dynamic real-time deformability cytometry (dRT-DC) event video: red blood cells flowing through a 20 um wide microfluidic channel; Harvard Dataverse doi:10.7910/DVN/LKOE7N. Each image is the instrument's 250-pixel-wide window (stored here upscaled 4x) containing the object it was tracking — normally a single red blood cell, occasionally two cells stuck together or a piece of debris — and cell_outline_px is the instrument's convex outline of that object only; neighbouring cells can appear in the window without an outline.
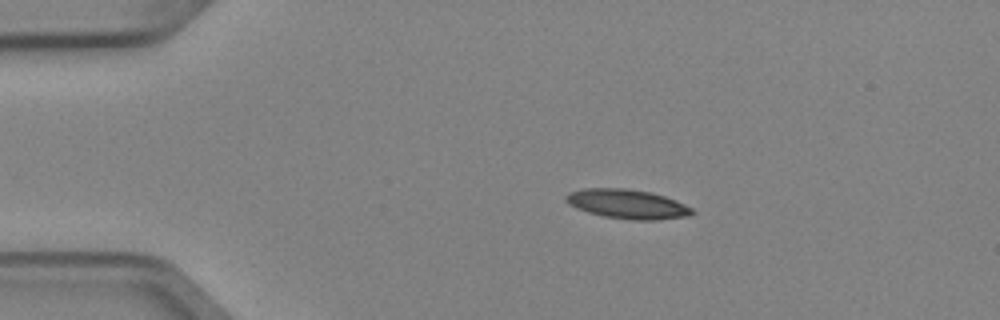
{"species": "Egyptian fruit bat (a non-hibernating species)", "species_latin": "Rousettus aegyptiacus", "temperature_condition": "cold", "stored_images_in_passage": 5, "camera_frame_rate_fps": 3000, "um_per_image_px": 0.085, "animal": {"sex": "female"}, "frame": {"image": 1, "passage_image": 2, "time_ms": 0.333, "image_size_px": [1000, 320], "cell_outline_px": [[696, 212], [688, 216], [656, 220], [632, 220], [604, 216], [588, 212], [576, 208], [568, 204], [564, 200], [564, 196], [568, 192], [584, 188], [628, 188], [652, 192], [676, 200], [692, 208]], "centroid_in_image_um": [53.31, 17.33], "position_along_channel_um": 31.7, "area_um2": 21.79}}
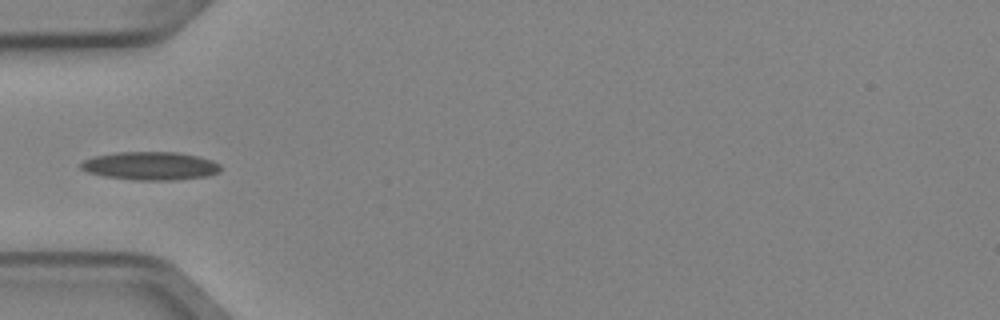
{"frame": {"image": 2, "passage_image": 4, "time_ms": 1.0, "image_size_px": [1000, 320], "cell_outline_px": [[220, 172], [204, 176], [176, 180], [136, 180], [104, 176], [88, 172], [80, 168], [80, 164], [84, 160], [96, 156], [116, 152], [176, 152], [200, 156], [212, 160], [220, 164]], "centroid_in_image_um": [12.8, 14.09], "position_along_channel_um": 72.2, "area_um2": 22.95}}
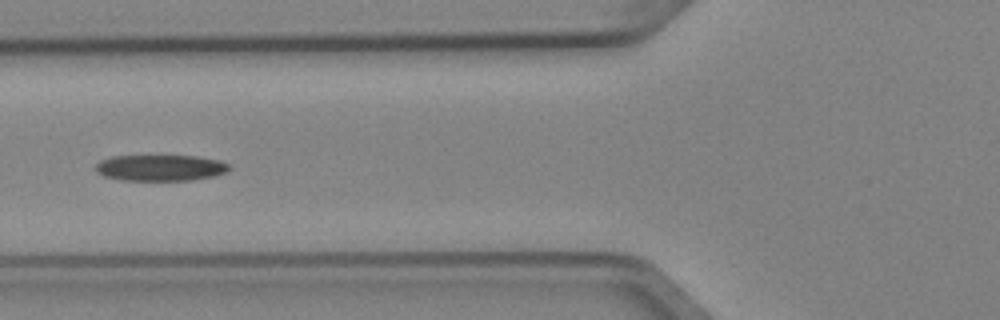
{"frame": {"image": 3, "passage_image": 5, "time_ms": 1.333, "image_size_px": [1000, 320], "cell_outline_px": [[232, 168], [228, 172], [216, 176], [192, 180], [124, 180], [104, 176], [96, 172], [96, 164], [100, 160], [112, 156], [196, 156], [220, 160], [228, 164]], "centroid_in_image_um": [13.68, 14.26], "position_along_channel_um": 112.1, "area_um2": 20.46}}